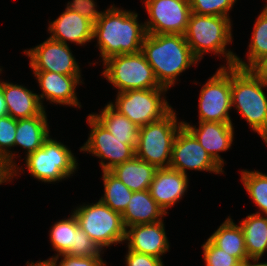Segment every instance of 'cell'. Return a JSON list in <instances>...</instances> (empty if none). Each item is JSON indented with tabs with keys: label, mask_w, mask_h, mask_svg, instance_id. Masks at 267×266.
Masks as SVG:
<instances>
[{
	"label": "cell",
	"mask_w": 267,
	"mask_h": 266,
	"mask_svg": "<svg viewBox=\"0 0 267 266\" xmlns=\"http://www.w3.org/2000/svg\"><path fill=\"white\" fill-rule=\"evenodd\" d=\"M146 34L138 13L112 5L94 24L93 39H97L96 46L104 62L115 55L140 52Z\"/></svg>",
	"instance_id": "cell-1"
},
{
	"label": "cell",
	"mask_w": 267,
	"mask_h": 266,
	"mask_svg": "<svg viewBox=\"0 0 267 266\" xmlns=\"http://www.w3.org/2000/svg\"><path fill=\"white\" fill-rule=\"evenodd\" d=\"M141 52L153 68L159 84L168 89L176 84L182 72L199 62L185 36L180 34L147 33Z\"/></svg>",
	"instance_id": "cell-2"
},
{
	"label": "cell",
	"mask_w": 267,
	"mask_h": 266,
	"mask_svg": "<svg viewBox=\"0 0 267 266\" xmlns=\"http://www.w3.org/2000/svg\"><path fill=\"white\" fill-rule=\"evenodd\" d=\"M267 84L249 69L231 66V102L267 145Z\"/></svg>",
	"instance_id": "cell-3"
},
{
	"label": "cell",
	"mask_w": 267,
	"mask_h": 266,
	"mask_svg": "<svg viewBox=\"0 0 267 266\" xmlns=\"http://www.w3.org/2000/svg\"><path fill=\"white\" fill-rule=\"evenodd\" d=\"M231 21L227 17L198 15L191 12L184 36L199 61L204 54L211 52L226 57V67L234 66L237 55L226 48L233 42Z\"/></svg>",
	"instance_id": "cell-4"
},
{
	"label": "cell",
	"mask_w": 267,
	"mask_h": 266,
	"mask_svg": "<svg viewBox=\"0 0 267 266\" xmlns=\"http://www.w3.org/2000/svg\"><path fill=\"white\" fill-rule=\"evenodd\" d=\"M172 109L160 120L139 127L136 157L157 169L170 166L173 143L183 121Z\"/></svg>",
	"instance_id": "cell-5"
},
{
	"label": "cell",
	"mask_w": 267,
	"mask_h": 266,
	"mask_svg": "<svg viewBox=\"0 0 267 266\" xmlns=\"http://www.w3.org/2000/svg\"><path fill=\"white\" fill-rule=\"evenodd\" d=\"M79 206L72 212L79 228L102 250L112 244L125 242L126 228L121 213L113 211L100 200L97 203Z\"/></svg>",
	"instance_id": "cell-6"
},
{
	"label": "cell",
	"mask_w": 267,
	"mask_h": 266,
	"mask_svg": "<svg viewBox=\"0 0 267 266\" xmlns=\"http://www.w3.org/2000/svg\"><path fill=\"white\" fill-rule=\"evenodd\" d=\"M49 136L42 147L25 155L27 172L38 181L52 183L68 179L77 170L78 162L70 148Z\"/></svg>",
	"instance_id": "cell-7"
},
{
	"label": "cell",
	"mask_w": 267,
	"mask_h": 266,
	"mask_svg": "<svg viewBox=\"0 0 267 266\" xmlns=\"http://www.w3.org/2000/svg\"><path fill=\"white\" fill-rule=\"evenodd\" d=\"M102 75L119 92L137 89L166 88L157 81L153 68L143 53L115 55L103 62Z\"/></svg>",
	"instance_id": "cell-8"
},
{
	"label": "cell",
	"mask_w": 267,
	"mask_h": 266,
	"mask_svg": "<svg viewBox=\"0 0 267 266\" xmlns=\"http://www.w3.org/2000/svg\"><path fill=\"white\" fill-rule=\"evenodd\" d=\"M167 90L168 88H152L119 92L115 103H109L120 114L141 127L160 120L173 109L163 96Z\"/></svg>",
	"instance_id": "cell-9"
},
{
	"label": "cell",
	"mask_w": 267,
	"mask_h": 266,
	"mask_svg": "<svg viewBox=\"0 0 267 266\" xmlns=\"http://www.w3.org/2000/svg\"><path fill=\"white\" fill-rule=\"evenodd\" d=\"M199 121L232 123L231 67L220 66L202 86L199 96Z\"/></svg>",
	"instance_id": "cell-10"
},
{
	"label": "cell",
	"mask_w": 267,
	"mask_h": 266,
	"mask_svg": "<svg viewBox=\"0 0 267 266\" xmlns=\"http://www.w3.org/2000/svg\"><path fill=\"white\" fill-rule=\"evenodd\" d=\"M87 117L91 130L88 140L79 150L100 158L102 171H110L136 156L135 148L127 144V140L114 137L92 114Z\"/></svg>",
	"instance_id": "cell-11"
},
{
	"label": "cell",
	"mask_w": 267,
	"mask_h": 266,
	"mask_svg": "<svg viewBox=\"0 0 267 266\" xmlns=\"http://www.w3.org/2000/svg\"><path fill=\"white\" fill-rule=\"evenodd\" d=\"M143 3L149 15L144 22L146 33H186L191 14L189 0H143Z\"/></svg>",
	"instance_id": "cell-12"
},
{
	"label": "cell",
	"mask_w": 267,
	"mask_h": 266,
	"mask_svg": "<svg viewBox=\"0 0 267 266\" xmlns=\"http://www.w3.org/2000/svg\"><path fill=\"white\" fill-rule=\"evenodd\" d=\"M169 167L185 175H187L186 171L188 169L215 174L224 172L223 168L210 156L184 125L179 129L175 137Z\"/></svg>",
	"instance_id": "cell-13"
},
{
	"label": "cell",
	"mask_w": 267,
	"mask_h": 266,
	"mask_svg": "<svg viewBox=\"0 0 267 266\" xmlns=\"http://www.w3.org/2000/svg\"><path fill=\"white\" fill-rule=\"evenodd\" d=\"M32 71L56 72L63 75H82L80 66L71 52L69 44L46 39L41 44L24 50Z\"/></svg>",
	"instance_id": "cell-14"
},
{
	"label": "cell",
	"mask_w": 267,
	"mask_h": 266,
	"mask_svg": "<svg viewBox=\"0 0 267 266\" xmlns=\"http://www.w3.org/2000/svg\"><path fill=\"white\" fill-rule=\"evenodd\" d=\"M42 93L37 94L42 107L43 100L59 105L81 108L76 87L82 83L81 75H63L56 72L33 71Z\"/></svg>",
	"instance_id": "cell-15"
},
{
	"label": "cell",
	"mask_w": 267,
	"mask_h": 266,
	"mask_svg": "<svg viewBox=\"0 0 267 266\" xmlns=\"http://www.w3.org/2000/svg\"><path fill=\"white\" fill-rule=\"evenodd\" d=\"M125 241L129 250L160 259L170 247L163 220L127 227Z\"/></svg>",
	"instance_id": "cell-16"
},
{
	"label": "cell",
	"mask_w": 267,
	"mask_h": 266,
	"mask_svg": "<svg viewBox=\"0 0 267 266\" xmlns=\"http://www.w3.org/2000/svg\"><path fill=\"white\" fill-rule=\"evenodd\" d=\"M199 127L183 121V125L195 136L197 141L210 154V156L223 168L224 160L219 155L230 149L234 128L232 123H220L213 121H199Z\"/></svg>",
	"instance_id": "cell-17"
},
{
	"label": "cell",
	"mask_w": 267,
	"mask_h": 266,
	"mask_svg": "<svg viewBox=\"0 0 267 266\" xmlns=\"http://www.w3.org/2000/svg\"><path fill=\"white\" fill-rule=\"evenodd\" d=\"M188 181V175L170 167L160 168L155 172L149 192L156 203L168 214L167 209L179 202L187 192Z\"/></svg>",
	"instance_id": "cell-18"
},
{
	"label": "cell",
	"mask_w": 267,
	"mask_h": 266,
	"mask_svg": "<svg viewBox=\"0 0 267 266\" xmlns=\"http://www.w3.org/2000/svg\"><path fill=\"white\" fill-rule=\"evenodd\" d=\"M94 23L75 11L65 8V11L49 23L50 39L68 45L67 41L85 45L93 39Z\"/></svg>",
	"instance_id": "cell-19"
},
{
	"label": "cell",
	"mask_w": 267,
	"mask_h": 266,
	"mask_svg": "<svg viewBox=\"0 0 267 266\" xmlns=\"http://www.w3.org/2000/svg\"><path fill=\"white\" fill-rule=\"evenodd\" d=\"M0 73H2L1 67ZM0 89L6 103L7 115L14 119L39 116L45 110L39 101L38 95L25 86L3 80V82L0 81Z\"/></svg>",
	"instance_id": "cell-20"
},
{
	"label": "cell",
	"mask_w": 267,
	"mask_h": 266,
	"mask_svg": "<svg viewBox=\"0 0 267 266\" xmlns=\"http://www.w3.org/2000/svg\"><path fill=\"white\" fill-rule=\"evenodd\" d=\"M166 213L151 197L149 190L133 192L122 213L125 228L139 224H151L163 220Z\"/></svg>",
	"instance_id": "cell-21"
},
{
	"label": "cell",
	"mask_w": 267,
	"mask_h": 266,
	"mask_svg": "<svg viewBox=\"0 0 267 266\" xmlns=\"http://www.w3.org/2000/svg\"><path fill=\"white\" fill-rule=\"evenodd\" d=\"M46 110L39 116L32 118L17 119L15 146H20L25 154L35 152L41 148L44 141L50 136Z\"/></svg>",
	"instance_id": "cell-22"
},
{
	"label": "cell",
	"mask_w": 267,
	"mask_h": 266,
	"mask_svg": "<svg viewBox=\"0 0 267 266\" xmlns=\"http://www.w3.org/2000/svg\"><path fill=\"white\" fill-rule=\"evenodd\" d=\"M157 168L136 156L115 166L110 172L121 180L131 191L149 190Z\"/></svg>",
	"instance_id": "cell-23"
},
{
	"label": "cell",
	"mask_w": 267,
	"mask_h": 266,
	"mask_svg": "<svg viewBox=\"0 0 267 266\" xmlns=\"http://www.w3.org/2000/svg\"><path fill=\"white\" fill-rule=\"evenodd\" d=\"M208 239L216 247L236 257L242 264L249 259L245 248L243 230L240 225L235 224L230 216Z\"/></svg>",
	"instance_id": "cell-24"
},
{
	"label": "cell",
	"mask_w": 267,
	"mask_h": 266,
	"mask_svg": "<svg viewBox=\"0 0 267 266\" xmlns=\"http://www.w3.org/2000/svg\"><path fill=\"white\" fill-rule=\"evenodd\" d=\"M248 258H261L267 251V216L252 213L239 222Z\"/></svg>",
	"instance_id": "cell-25"
},
{
	"label": "cell",
	"mask_w": 267,
	"mask_h": 266,
	"mask_svg": "<svg viewBox=\"0 0 267 266\" xmlns=\"http://www.w3.org/2000/svg\"><path fill=\"white\" fill-rule=\"evenodd\" d=\"M92 115L107 128L114 137L119 140H127V144L132 145L136 149L139 127L128 117L115 110L110 103H107L99 114L92 113Z\"/></svg>",
	"instance_id": "cell-26"
},
{
	"label": "cell",
	"mask_w": 267,
	"mask_h": 266,
	"mask_svg": "<svg viewBox=\"0 0 267 266\" xmlns=\"http://www.w3.org/2000/svg\"><path fill=\"white\" fill-rule=\"evenodd\" d=\"M251 41L248 45L247 63L240 57H236L234 66L242 69H248L258 58L267 54V7L263 8L257 17Z\"/></svg>",
	"instance_id": "cell-27"
},
{
	"label": "cell",
	"mask_w": 267,
	"mask_h": 266,
	"mask_svg": "<svg viewBox=\"0 0 267 266\" xmlns=\"http://www.w3.org/2000/svg\"><path fill=\"white\" fill-rule=\"evenodd\" d=\"M104 195L99 199L113 211L123 213L133 194L121 180L110 171H102Z\"/></svg>",
	"instance_id": "cell-28"
},
{
	"label": "cell",
	"mask_w": 267,
	"mask_h": 266,
	"mask_svg": "<svg viewBox=\"0 0 267 266\" xmlns=\"http://www.w3.org/2000/svg\"><path fill=\"white\" fill-rule=\"evenodd\" d=\"M17 128V119L9 115L0 116V158L11 170V178H14L24 171V168L18 167L15 161V153H12L11 147H14L15 135ZM10 148V149H9ZM15 161V162H14Z\"/></svg>",
	"instance_id": "cell-29"
},
{
	"label": "cell",
	"mask_w": 267,
	"mask_h": 266,
	"mask_svg": "<svg viewBox=\"0 0 267 266\" xmlns=\"http://www.w3.org/2000/svg\"><path fill=\"white\" fill-rule=\"evenodd\" d=\"M78 228L79 224L73 213L67 219L59 220L51 226L49 239L54 251L57 252L55 256L66 254L72 248Z\"/></svg>",
	"instance_id": "cell-30"
},
{
	"label": "cell",
	"mask_w": 267,
	"mask_h": 266,
	"mask_svg": "<svg viewBox=\"0 0 267 266\" xmlns=\"http://www.w3.org/2000/svg\"><path fill=\"white\" fill-rule=\"evenodd\" d=\"M241 181L248 195L259 208L256 214L267 216V175L259 171H241Z\"/></svg>",
	"instance_id": "cell-31"
},
{
	"label": "cell",
	"mask_w": 267,
	"mask_h": 266,
	"mask_svg": "<svg viewBox=\"0 0 267 266\" xmlns=\"http://www.w3.org/2000/svg\"><path fill=\"white\" fill-rule=\"evenodd\" d=\"M237 0H189L191 12L198 15L230 18L229 11Z\"/></svg>",
	"instance_id": "cell-32"
},
{
	"label": "cell",
	"mask_w": 267,
	"mask_h": 266,
	"mask_svg": "<svg viewBox=\"0 0 267 266\" xmlns=\"http://www.w3.org/2000/svg\"><path fill=\"white\" fill-rule=\"evenodd\" d=\"M205 266H243L234 256L216 247L209 239L202 245Z\"/></svg>",
	"instance_id": "cell-33"
},
{
	"label": "cell",
	"mask_w": 267,
	"mask_h": 266,
	"mask_svg": "<svg viewBox=\"0 0 267 266\" xmlns=\"http://www.w3.org/2000/svg\"><path fill=\"white\" fill-rule=\"evenodd\" d=\"M101 251L100 246L87 233L78 228L76 230L75 244L66 254L79 257H101L103 254Z\"/></svg>",
	"instance_id": "cell-34"
},
{
	"label": "cell",
	"mask_w": 267,
	"mask_h": 266,
	"mask_svg": "<svg viewBox=\"0 0 267 266\" xmlns=\"http://www.w3.org/2000/svg\"><path fill=\"white\" fill-rule=\"evenodd\" d=\"M62 258L59 263L58 259ZM51 266H106L107 263L103 261L102 257H79L62 254L59 256H52L48 258ZM58 264V265H57Z\"/></svg>",
	"instance_id": "cell-35"
},
{
	"label": "cell",
	"mask_w": 267,
	"mask_h": 266,
	"mask_svg": "<svg viewBox=\"0 0 267 266\" xmlns=\"http://www.w3.org/2000/svg\"><path fill=\"white\" fill-rule=\"evenodd\" d=\"M66 8L79 13L94 24L104 11H98L94 0H72L66 4Z\"/></svg>",
	"instance_id": "cell-36"
},
{
	"label": "cell",
	"mask_w": 267,
	"mask_h": 266,
	"mask_svg": "<svg viewBox=\"0 0 267 266\" xmlns=\"http://www.w3.org/2000/svg\"><path fill=\"white\" fill-rule=\"evenodd\" d=\"M126 266H164L162 259L127 250L125 256Z\"/></svg>",
	"instance_id": "cell-37"
},
{
	"label": "cell",
	"mask_w": 267,
	"mask_h": 266,
	"mask_svg": "<svg viewBox=\"0 0 267 266\" xmlns=\"http://www.w3.org/2000/svg\"><path fill=\"white\" fill-rule=\"evenodd\" d=\"M248 69L267 84V54L258 58Z\"/></svg>",
	"instance_id": "cell-38"
},
{
	"label": "cell",
	"mask_w": 267,
	"mask_h": 266,
	"mask_svg": "<svg viewBox=\"0 0 267 266\" xmlns=\"http://www.w3.org/2000/svg\"><path fill=\"white\" fill-rule=\"evenodd\" d=\"M11 170L6 166L5 162L0 158V185L11 181Z\"/></svg>",
	"instance_id": "cell-39"
},
{
	"label": "cell",
	"mask_w": 267,
	"mask_h": 266,
	"mask_svg": "<svg viewBox=\"0 0 267 266\" xmlns=\"http://www.w3.org/2000/svg\"><path fill=\"white\" fill-rule=\"evenodd\" d=\"M259 260H261V258H250L243 264V266H267V262L261 263Z\"/></svg>",
	"instance_id": "cell-40"
},
{
	"label": "cell",
	"mask_w": 267,
	"mask_h": 266,
	"mask_svg": "<svg viewBox=\"0 0 267 266\" xmlns=\"http://www.w3.org/2000/svg\"><path fill=\"white\" fill-rule=\"evenodd\" d=\"M6 114H7L6 103L4 101L3 93L0 89V116L6 115Z\"/></svg>",
	"instance_id": "cell-41"
},
{
	"label": "cell",
	"mask_w": 267,
	"mask_h": 266,
	"mask_svg": "<svg viewBox=\"0 0 267 266\" xmlns=\"http://www.w3.org/2000/svg\"><path fill=\"white\" fill-rule=\"evenodd\" d=\"M26 264H27V266H51L50 263H49L48 261H45V260L40 261V262L37 261V262H35V263H34V262H31V263H30V262L28 261Z\"/></svg>",
	"instance_id": "cell-42"
}]
</instances>
